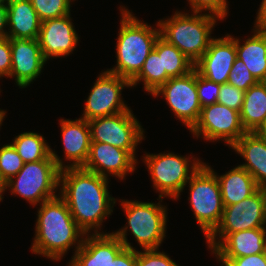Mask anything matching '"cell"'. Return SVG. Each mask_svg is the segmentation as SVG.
I'll return each mask as SVG.
<instances>
[{
  "label": "cell",
  "mask_w": 266,
  "mask_h": 266,
  "mask_svg": "<svg viewBox=\"0 0 266 266\" xmlns=\"http://www.w3.org/2000/svg\"><path fill=\"white\" fill-rule=\"evenodd\" d=\"M12 67L10 38L0 39V78L9 77Z\"/></svg>",
  "instance_id": "37"
},
{
  "label": "cell",
  "mask_w": 266,
  "mask_h": 266,
  "mask_svg": "<svg viewBox=\"0 0 266 266\" xmlns=\"http://www.w3.org/2000/svg\"><path fill=\"white\" fill-rule=\"evenodd\" d=\"M125 87H131V81L106 71L98 75L86 99L80 118L89 121L94 118L114 115L131 109L121 95Z\"/></svg>",
  "instance_id": "12"
},
{
  "label": "cell",
  "mask_w": 266,
  "mask_h": 266,
  "mask_svg": "<svg viewBox=\"0 0 266 266\" xmlns=\"http://www.w3.org/2000/svg\"><path fill=\"white\" fill-rule=\"evenodd\" d=\"M159 249L137 250L136 266H179L168 254L158 251Z\"/></svg>",
  "instance_id": "34"
},
{
  "label": "cell",
  "mask_w": 266,
  "mask_h": 266,
  "mask_svg": "<svg viewBox=\"0 0 266 266\" xmlns=\"http://www.w3.org/2000/svg\"><path fill=\"white\" fill-rule=\"evenodd\" d=\"M236 58L235 41L226 34L210 42L208 49L194 64V69L209 81L226 84Z\"/></svg>",
  "instance_id": "16"
},
{
  "label": "cell",
  "mask_w": 266,
  "mask_h": 266,
  "mask_svg": "<svg viewBox=\"0 0 266 266\" xmlns=\"http://www.w3.org/2000/svg\"><path fill=\"white\" fill-rule=\"evenodd\" d=\"M43 135L35 132H23L14 137L11 144L24 163L45 160L51 155V146Z\"/></svg>",
  "instance_id": "27"
},
{
  "label": "cell",
  "mask_w": 266,
  "mask_h": 266,
  "mask_svg": "<svg viewBox=\"0 0 266 266\" xmlns=\"http://www.w3.org/2000/svg\"><path fill=\"white\" fill-rule=\"evenodd\" d=\"M64 158L70 164L66 167H83L87 162L91 146V131L88 121L60 119ZM72 162V163H71Z\"/></svg>",
  "instance_id": "19"
},
{
  "label": "cell",
  "mask_w": 266,
  "mask_h": 266,
  "mask_svg": "<svg viewBox=\"0 0 266 266\" xmlns=\"http://www.w3.org/2000/svg\"><path fill=\"white\" fill-rule=\"evenodd\" d=\"M75 0H31L41 22L70 14L71 2Z\"/></svg>",
  "instance_id": "29"
},
{
  "label": "cell",
  "mask_w": 266,
  "mask_h": 266,
  "mask_svg": "<svg viewBox=\"0 0 266 266\" xmlns=\"http://www.w3.org/2000/svg\"><path fill=\"white\" fill-rule=\"evenodd\" d=\"M266 228L229 233L213 250L217 259H232L264 253Z\"/></svg>",
  "instance_id": "20"
},
{
  "label": "cell",
  "mask_w": 266,
  "mask_h": 266,
  "mask_svg": "<svg viewBox=\"0 0 266 266\" xmlns=\"http://www.w3.org/2000/svg\"><path fill=\"white\" fill-rule=\"evenodd\" d=\"M255 228H266L265 188L237 204L224 206L219 225L206 238L207 246L212 251L229 233Z\"/></svg>",
  "instance_id": "9"
},
{
  "label": "cell",
  "mask_w": 266,
  "mask_h": 266,
  "mask_svg": "<svg viewBox=\"0 0 266 266\" xmlns=\"http://www.w3.org/2000/svg\"><path fill=\"white\" fill-rule=\"evenodd\" d=\"M91 142H102L128 151L136 159V148L144 137V129L131 109L88 121Z\"/></svg>",
  "instance_id": "10"
},
{
  "label": "cell",
  "mask_w": 266,
  "mask_h": 266,
  "mask_svg": "<svg viewBox=\"0 0 266 266\" xmlns=\"http://www.w3.org/2000/svg\"><path fill=\"white\" fill-rule=\"evenodd\" d=\"M260 82L265 87L266 90V76Z\"/></svg>",
  "instance_id": "44"
},
{
  "label": "cell",
  "mask_w": 266,
  "mask_h": 266,
  "mask_svg": "<svg viewBox=\"0 0 266 266\" xmlns=\"http://www.w3.org/2000/svg\"><path fill=\"white\" fill-rule=\"evenodd\" d=\"M253 33L242 45L239 38L229 36L235 41L237 58L244 62L250 73L260 82L266 76V30L254 27Z\"/></svg>",
  "instance_id": "24"
},
{
  "label": "cell",
  "mask_w": 266,
  "mask_h": 266,
  "mask_svg": "<svg viewBox=\"0 0 266 266\" xmlns=\"http://www.w3.org/2000/svg\"><path fill=\"white\" fill-rule=\"evenodd\" d=\"M21 156L11 143L4 144L0 148V175L8 181L15 176L23 167Z\"/></svg>",
  "instance_id": "30"
},
{
  "label": "cell",
  "mask_w": 266,
  "mask_h": 266,
  "mask_svg": "<svg viewBox=\"0 0 266 266\" xmlns=\"http://www.w3.org/2000/svg\"><path fill=\"white\" fill-rule=\"evenodd\" d=\"M254 27L266 30V0H262L260 7L257 11Z\"/></svg>",
  "instance_id": "39"
},
{
  "label": "cell",
  "mask_w": 266,
  "mask_h": 266,
  "mask_svg": "<svg viewBox=\"0 0 266 266\" xmlns=\"http://www.w3.org/2000/svg\"><path fill=\"white\" fill-rule=\"evenodd\" d=\"M125 249L113 233L86 234L67 266H110Z\"/></svg>",
  "instance_id": "18"
},
{
  "label": "cell",
  "mask_w": 266,
  "mask_h": 266,
  "mask_svg": "<svg viewBox=\"0 0 266 266\" xmlns=\"http://www.w3.org/2000/svg\"><path fill=\"white\" fill-rule=\"evenodd\" d=\"M244 94V91L233 85L228 83L220 84L219 98L217 103L240 112L244 101Z\"/></svg>",
  "instance_id": "35"
},
{
  "label": "cell",
  "mask_w": 266,
  "mask_h": 266,
  "mask_svg": "<svg viewBox=\"0 0 266 266\" xmlns=\"http://www.w3.org/2000/svg\"><path fill=\"white\" fill-rule=\"evenodd\" d=\"M255 133L266 141V120L255 130Z\"/></svg>",
  "instance_id": "41"
},
{
  "label": "cell",
  "mask_w": 266,
  "mask_h": 266,
  "mask_svg": "<svg viewBox=\"0 0 266 266\" xmlns=\"http://www.w3.org/2000/svg\"><path fill=\"white\" fill-rule=\"evenodd\" d=\"M162 53L163 70L170 78L187 75L194 69V64L174 45L159 36L153 48Z\"/></svg>",
  "instance_id": "28"
},
{
  "label": "cell",
  "mask_w": 266,
  "mask_h": 266,
  "mask_svg": "<svg viewBox=\"0 0 266 266\" xmlns=\"http://www.w3.org/2000/svg\"><path fill=\"white\" fill-rule=\"evenodd\" d=\"M71 14L41 22L38 41L43 57L59 58L73 53L80 37L73 25Z\"/></svg>",
  "instance_id": "15"
},
{
  "label": "cell",
  "mask_w": 266,
  "mask_h": 266,
  "mask_svg": "<svg viewBox=\"0 0 266 266\" xmlns=\"http://www.w3.org/2000/svg\"><path fill=\"white\" fill-rule=\"evenodd\" d=\"M5 116H6V111L0 109V128L2 126V123H3Z\"/></svg>",
  "instance_id": "43"
},
{
  "label": "cell",
  "mask_w": 266,
  "mask_h": 266,
  "mask_svg": "<svg viewBox=\"0 0 266 266\" xmlns=\"http://www.w3.org/2000/svg\"><path fill=\"white\" fill-rule=\"evenodd\" d=\"M7 5H0V39L7 37Z\"/></svg>",
  "instance_id": "40"
},
{
  "label": "cell",
  "mask_w": 266,
  "mask_h": 266,
  "mask_svg": "<svg viewBox=\"0 0 266 266\" xmlns=\"http://www.w3.org/2000/svg\"><path fill=\"white\" fill-rule=\"evenodd\" d=\"M227 83L245 92L250 86L256 85L258 81L250 73L244 62L236 58Z\"/></svg>",
  "instance_id": "31"
},
{
  "label": "cell",
  "mask_w": 266,
  "mask_h": 266,
  "mask_svg": "<svg viewBox=\"0 0 266 266\" xmlns=\"http://www.w3.org/2000/svg\"><path fill=\"white\" fill-rule=\"evenodd\" d=\"M219 18L193 12L191 15L176 11L170 18L158 20L160 37L176 46L193 64L208 49L214 39L211 32Z\"/></svg>",
  "instance_id": "4"
},
{
  "label": "cell",
  "mask_w": 266,
  "mask_h": 266,
  "mask_svg": "<svg viewBox=\"0 0 266 266\" xmlns=\"http://www.w3.org/2000/svg\"><path fill=\"white\" fill-rule=\"evenodd\" d=\"M190 205L207 238L219 225L224 205L216 175L203 163L188 181Z\"/></svg>",
  "instance_id": "8"
},
{
  "label": "cell",
  "mask_w": 266,
  "mask_h": 266,
  "mask_svg": "<svg viewBox=\"0 0 266 266\" xmlns=\"http://www.w3.org/2000/svg\"><path fill=\"white\" fill-rule=\"evenodd\" d=\"M137 262V250L136 249H124L110 266H136Z\"/></svg>",
  "instance_id": "38"
},
{
  "label": "cell",
  "mask_w": 266,
  "mask_h": 266,
  "mask_svg": "<svg viewBox=\"0 0 266 266\" xmlns=\"http://www.w3.org/2000/svg\"><path fill=\"white\" fill-rule=\"evenodd\" d=\"M39 206L32 253L59 261L71 246L76 245V252L86 233L73 219L66 202L58 195Z\"/></svg>",
  "instance_id": "2"
},
{
  "label": "cell",
  "mask_w": 266,
  "mask_h": 266,
  "mask_svg": "<svg viewBox=\"0 0 266 266\" xmlns=\"http://www.w3.org/2000/svg\"><path fill=\"white\" fill-rule=\"evenodd\" d=\"M158 203L122 200L121 205L127 217V225L112 232L126 249H135L127 240V231H131L142 249H159L167 225V207ZM129 229V230H127Z\"/></svg>",
  "instance_id": "5"
},
{
  "label": "cell",
  "mask_w": 266,
  "mask_h": 266,
  "mask_svg": "<svg viewBox=\"0 0 266 266\" xmlns=\"http://www.w3.org/2000/svg\"><path fill=\"white\" fill-rule=\"evenodd\" d=\"M143 162L148 168L154 189L159 197L179 199L190 177L204 163L197 157L177 155L172 152L148 154L145 153Z\"/></svg>",
  "instance_id": "7"
},
{
  "label": "cell",
  "mask_w": 266,
  "mask_h": 266,
  "mask_svg": "<svg viewBox=\"0 0 266 266\" xmlns=\"http://www.w3.org/2000/svg\"><path fill=\"white\" fill-rule=\"evenodd\" d=\"M137 160L124 149L91 142L89 157L83 168L107 178L111 175L124 180L127 174L135 171Z\"/></svg>",
  "instance_id": "17"
},
{
  "label": "cell",
  "mask_w": 266,
  "mask_h": 266,
  "mask_svg": "<svg viewBox=\"0 0 266 266\" xmlns=\"http://www.w3.org/2000/svg\"><path fill=\"white\" fill-rule=\"evenodd\" d=\"M108 180L83 167L60 169L59 196L66 202L73 219L86 234H92V231L94 234L104 233L98 230L101 229L103 220L113 212L117 199L110 195Z\"/></svg>",
  "instance_id": "1"
},
{
  "label": "cell",
  "mask_w": 266,
  "mask_h": 266,
  "mask_svg": "<svg viewBox=\"0 0 266 266\" xmlns=\"http://www.w3.org/2000/svg\"><path fill=\"white\" fill-rule=\"evenodd\" d=\"M239 113L241 124L246 132H255L266 120V90L261 82L250 86L245 91Z\"/></svg>",
  "instance_id": "25"
},
{
  "label": "cell",
  "mask_w": 266,
  "mask_h": 266,
  "mask_svg": "<svg viewBox=\"0 0 266 266\" xmlns=\"http://www.w3.org/2000/svg\"><path fill=\"white\" fill-rule=\"evenodd\" d=\"M220 266H266V258L264 253L252 254L232 259H217Z\"/></svg>",
  "instance_id": "36"
},
{
  "label": "cell",
  "mask_w": 266,
  "mask_h": 266,
  "mask_svg": "<svg viewBox=\"0 0 266 266\" xmlns=\"http://www.w3.org/2000/svg\"><path fill=\"white\" fill-rule=\"evenodd\" d=\"M169 78L166 70H163L162 53H157L152 49L140 72L131 80V87L143 82L145 92L152 95Z\"/></svg>",
  "instance_id": "26"
},
{
  "label": "cell",
  "mask_w": 266,
  "mask_h": 266,
  "mask_svg": "<svg viewBox=\"0 0 266 266\" xmlns=\"http://www.w3.org/2000/svg\"><path fill=\"white\" fill-rule=\"evenodd\" d=\"M41 21L31 0H9L7 4V37L38 39Z\"/></svg>",
  "instance_id": "22"
},
{
  "label": "cell",
  "mask_w": 266,
  "mask_h": 266,
  "mask_svg": "<svg viewBox=\"0 0 266 266\" xmlns=\"http://www.w3.org/2000/svg\"><path fill=\"white\" fill-rule=\"evenodd\" d=\"M190 132L207 141L223 140L232 147L246 131L241 124L240 113L225 105L213 103L201 109L199 119Z\"/></svg>",
  "instance_id": "11"
},
{
  "label": "cell",
  "mask_w": 266,
  "mask_h": 266,
  "mask_svg": "<svg viewBox=\"0 0 266 266\" xmlns=\"http://www.w3.org/2000/svg\"><path fill=\"white\" fill-rule=\"evenodd\" d=\"M7 181L0 175V202L3 200V193L7 190L6 187Z\"/></svg>",
  "instance_id": "42"
},
{
  "label": "cell",
  "mask_w": 266,
  "mask_h": 266,
  "mask_svg": "<svg viewBox=\"0 0 266 266\" xmlns=\"http://www.w3.org/2000/svg\"><path fill=\"white\" fill-rule=\"evenodd\" d=\"M12 67L8 78L15 79L19 88H26L40 76L47 60L38 39L10 38Z\"/></svg>",
  "instance_id": "14"
},
{
  "label": "cell",
  "mask_w": 266,
  "mask_h": 266,
  "mask_svg": "<svg viewBox=\"0 0 266 266\" xmlns=\"http://www.w3.org/2000/svg\"><path fill=\"white\" fill-rule=\"evenodd\" d=\"M120 11L121 20L116 44L117 64L107 71L131 81L140 72L154 48L160 30L159 26L156 29L136 18L125 6H122Z\"/></svg>",
  "instance_id": "3"
},
{
  "label": "cell",
  "mask_w": 266,
  "mask_h": 266,
  "mask_svg": "<svg viewBox=\"0 0 266 266\" xmlns=\"http://www.w3.org/2000/svg\"><path fill=\"white\" fill-rule=\"evenodd\" d=\"M231 149L246 161L239 166L252 175L260 188H266V141L255 132H246Z\"/></svg>",
  "instance_id": "21"
},
{
  "label": "cell",
  "mask_w": 266,
  "mask_h": 266,
  "mask_svg": "<svg viewBox=\"0 0 266 266\" xmlns=\"http://www.w3.org/2000/svg\"><path fill=\"white\" fill-rule=\"evenodd\" d=\"M62 159L51 149L45 160L24 163L21 170L7 181L11 195H18L33 206L57 197Z\"/></svg>",
  "instance_id": "6"
},
{
  "label": "cell",
  "mask_w": 266,
  "mask_h": 266,
  "mask_svg": "<svg viewBox=\"0 0 266 266\" xmlns=\"http://www.w3.org/2000/svg\"><path fill=\"white\" fill-rule=\"evenodd\" d=\"M160 95L167 101L177 120L191 130L197 123L202 109L196 89V70L193 69L181 77L169 78L152 94L155 98Z\"/></svg>",
  "instance_id": "13"
},
{
  "label": "cell",
  "mask_w": 266,
  "mask_h": 266,
  "mask_svg": "<svg viewBox=\"0 0 266 266\" xmlns=\"http://www.w3.org/2000/svg\"><path fill=\"white\" fill-rule=\"evenodd\" d=\"M196 89L201 107L217 103L220 84L212 82L199 75L196 71Z\"/></svg>",
  "instance_id": "33"
},
{
  "label": "cell",
  "mask_w": 266,
  "mask_h": 266,
  "mask_svg": "<svg viewBox=\"0 0 266 266\" xmlns=\"http://www.w3.org/2000/svg\"><path fill=\"white\" fill-rule=\"evenodd\" d=\"M264 255H265V258H266V236H265V244H264Z\"/></svg>",
  "instance_id": "46"
},
{
  "label": "cell",
  "mask_w": 266,
  "mask_h": 266,
  "mask_svg": "<svg viewBox=\"0 0 266 266\" xmlns=\"http://www.w3.org/2000/svg\"><path fill=\"white\" fill-rule=\"evenodd\" d=\"M191 7V13H202L213 15L220 20L228 15V3L227 0H187Z\"/></svg>",
  "instance_id": "32"
},
{
  "label": "cell",
  "mask_w": 266,
  "mask_h": 266,
  "mask_svg": "<svg viewBox=\"0 0 266 266\" xmlns=\"http://www.w3.org/2000/svg\"><path fill=\"white\" fill-rule=\"evenodd\" d=\"M9 0H0V5H7Z\"/></svg>",
  "instance_id": "45"
},
{
  "label": "cell",
  "mask_w": 266,
  "mask_h": 266,
  "mask_svg": "<svg viewBox=\"0 0 266 266\" xmlns=\"http://www.w3.org/2000/svg\"><path fill=\"white\" fill-rule=\"evenodd\" d=\"M204 164L218 179L224 206L237 204L254 194L260 188L252 175L239 165L226 172L224 175L219 176L214 169L205 162Z\"/></svg>",
  "instance_id": "23"
}]
</instances>
